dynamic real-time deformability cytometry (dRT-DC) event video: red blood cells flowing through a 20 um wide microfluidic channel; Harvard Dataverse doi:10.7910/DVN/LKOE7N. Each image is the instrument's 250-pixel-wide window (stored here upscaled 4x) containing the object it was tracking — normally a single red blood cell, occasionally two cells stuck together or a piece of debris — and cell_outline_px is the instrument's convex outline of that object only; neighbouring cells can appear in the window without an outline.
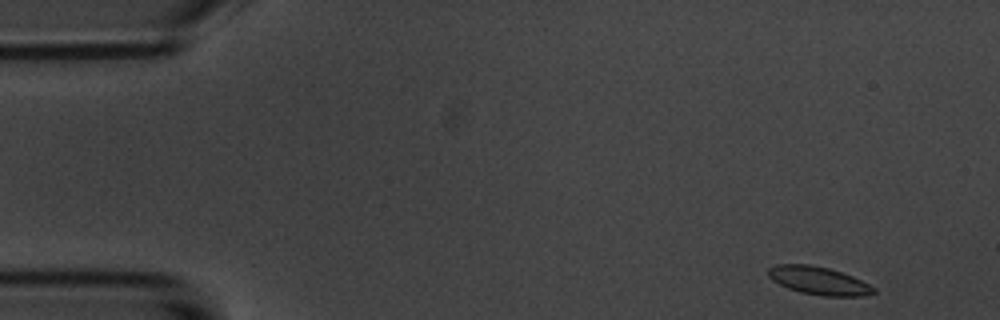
{"species": "common noctule bat (a hibernating species)", "species_latin": "Nyctalus noctula", "temperature_condition": "room temperature", "stored_images_in_passage": 53, "camera_frame_rate_fps": 3000, "um_per_image_px": 0.085, "animal": {"sex": "male", "body_mass_g": 20.1, "forearm_length_mm": 53.5}, "frame": {"image": 1, "passage_image": 1, "time_ms": 0.0, "image_size_px": [1000, 320], "cell_outline_px": [[876, 292], [864, 296], [824, 296], [800, 292], [788, 288], [772, 280], [768, 276], [768, 268], [776, 264], [808, 264], [828, 268], [852, 276], [876, 288]], "centroid_in_image_um": [69.58, 23.86], "position_along_channel_um": 15.4, "area_um2": 17.11}}
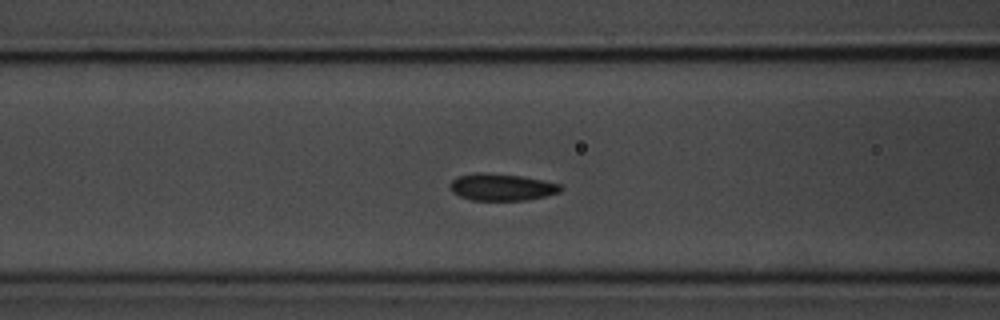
{"frame": {"image": 2, "passage_image": 19, "time_ms": 6.0, "image_size_px": [1000, 320], "cell_outline_px": [[564, 188], [560, 192], [528, 200], [472, 200], [460, 196], [452, 192], [452, 180], [456, 176], [476, 172], [480, 172], [520, 176], [544, 180], [560, 184]], "centroid_in_image_um": [42.67, 15.9], "position_along_channel_um": 123.9, "area_um2": 17.28}}
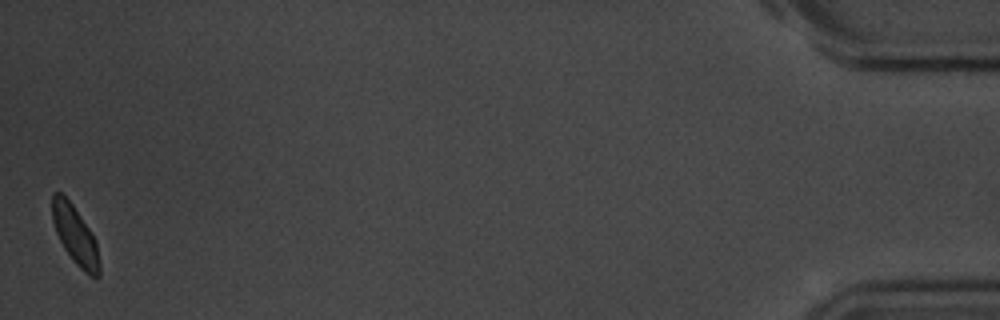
{"frame": {"image": 3, "passage_image": 53, "time_ms": 17.333, "image_size_px": [1000, 320], "cell_outline_px": [[100, 276], [96, 280], [88, 276], [72, 260], [64, 248], [56, 232], [52, 220], [52, 192], [60, 192], [72, 204], [96, 240], [100, 264]], "centroid_in_image_um": [6.41, 20.06], "position_along_channel_um": 428.8, "area_um2": 16.13}, "authors_computed_cell_mechanics": {"area_um2": 17.1088, "velocity_mm_per_s": 3.5182, "shape_relaxation_time_tau1_ms": 2.1131, "shape_relaxation_time_tau2_ms": null, "deformation_change_tau1": 0.0817, "deformation_change_tau2": null}}